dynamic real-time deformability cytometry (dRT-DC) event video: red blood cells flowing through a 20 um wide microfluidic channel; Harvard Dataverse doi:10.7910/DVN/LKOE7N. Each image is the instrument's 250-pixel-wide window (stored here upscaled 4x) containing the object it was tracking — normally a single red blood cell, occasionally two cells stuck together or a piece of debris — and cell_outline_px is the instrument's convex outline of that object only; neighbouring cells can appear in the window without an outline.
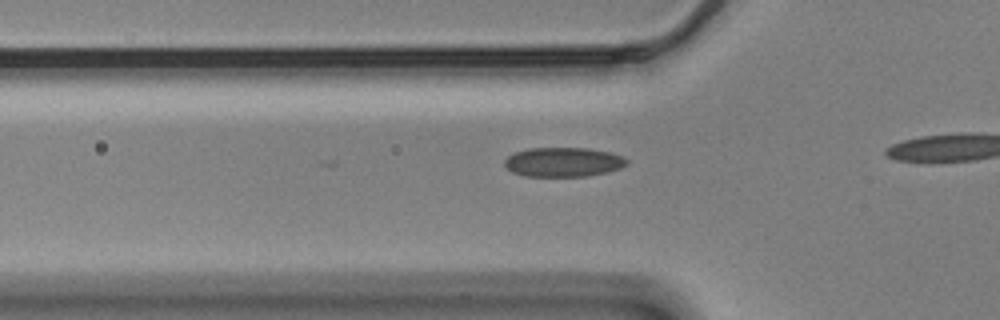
{"species": "Egyptian fruit bat (a non-hibernating species)", "species_latin": "Rousettus aegyptiacus", "temperature_condition": "cold", "stored_images_in_passage": 11, "camera_frame_rate_fps": 3000, "um_per_image_px": 0.085, "animal": {"sex": "male"}, "frame": {"image": 1, "passage_image": 5, "time_ms": 1.333, "image_size_px": [1000, 320], "cell_outline_px": [[628, 164], [620, 168], [588, 176], [524, 176], [512, 172], [504, 164], [504, 160], [512, 152], [528, 148], [588, 148], [612, 152], [624, 156], [628, 160]], "centroid_in_image_um": [47.88, 13.76], "position_along_channel_um": 77.9, "area_um2": 21.1}}
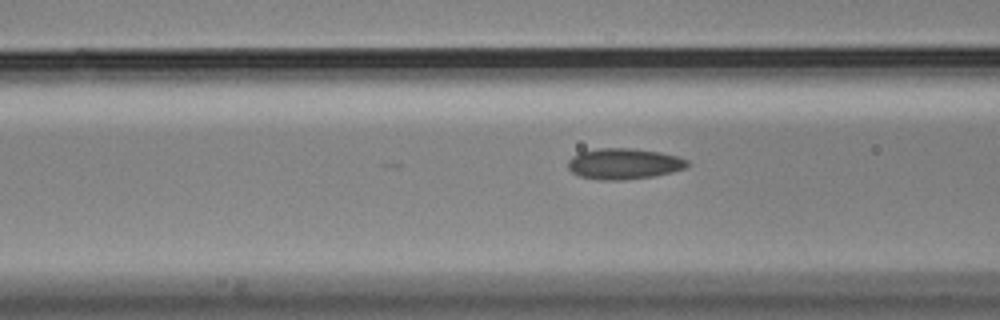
{"frame": {"image": 2, "passage_image": 8, "time_ms": 2.333, "image_size_px": [1000, 320], "cell_outline_px": [[688, 164], [684, 168], [672, 172], [652, 176], [624, 180], [596, 180], [580, 176], [572, 172], [568, 168], [568, 160], [572, 156], [580, 152], [596, 148], [632, 148], [660, 152], [676, 156], [688, 160]], "centroid_in_image_um": [52.99, 13.92], "position_along_channel_um": 113.6, "area_um2": 21.5}}